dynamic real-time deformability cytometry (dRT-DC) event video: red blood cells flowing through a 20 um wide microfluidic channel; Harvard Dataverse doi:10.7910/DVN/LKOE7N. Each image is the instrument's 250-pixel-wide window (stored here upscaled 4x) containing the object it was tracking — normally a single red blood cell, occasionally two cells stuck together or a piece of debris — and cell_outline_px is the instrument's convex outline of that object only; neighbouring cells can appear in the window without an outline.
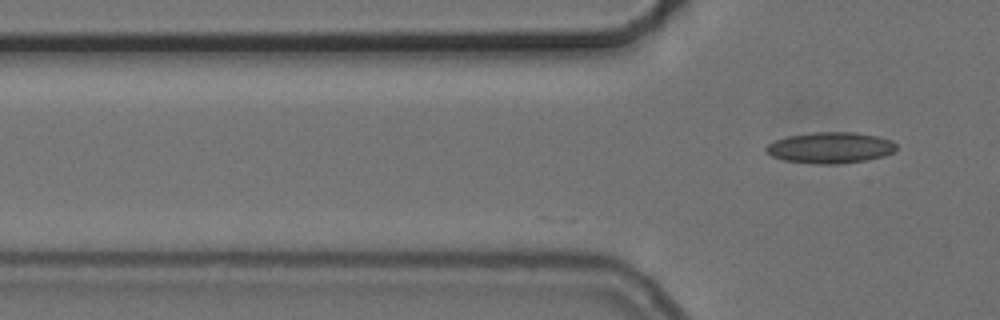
{"species": "common noctule bat (a hibernating species)", "species_latin": "Nyctalus noctula", "temperature_condition": "cold", "stored_images_in_passage": 10, "camera_frame_rate_fps": 3000, "um_per_image_px": 0.085, "animal": {"sex": "female", "body_mass_g": 24.6, "forearm_length_mm": 56.2}, "frame": {"image": 1, "passage_image": 10, "time_ms": 3.0, "image_size_px": [1000, 320], "cell_outline_px": [[896, 148], [892, 152], [884, 156], [868, 160], [836, 164], [820, 164], [784, 160], [772, 156], [764, 148], [768, 144], [776, 140], [788, 136], [816, 132], [856, 132], [876, 136], [892, 140], [896, 144]], "centroid_in_image_um": [70.6, 12.55], "position_along_channel_um": 55.2, "area_um2": 23.47}}